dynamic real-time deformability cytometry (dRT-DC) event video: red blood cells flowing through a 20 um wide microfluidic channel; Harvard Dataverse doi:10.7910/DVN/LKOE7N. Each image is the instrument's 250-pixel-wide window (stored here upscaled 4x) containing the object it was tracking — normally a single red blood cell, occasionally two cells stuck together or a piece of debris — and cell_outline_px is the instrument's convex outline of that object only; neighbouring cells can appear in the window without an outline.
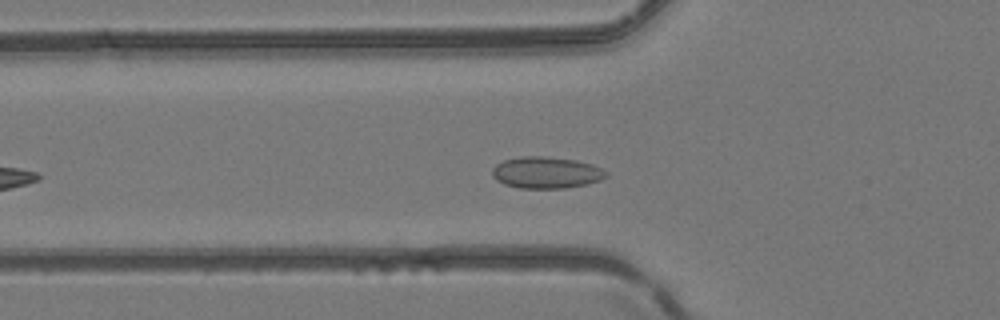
{"species": "common noctule bat (a hibernating species)", "species_latin": "Nyctalus noctula", "temperature_condition": "room temperature", "stored_images_in_passage": 38, "camera_frame_rate_fps": 3000, "um_per_image_px": 0.085, "animal": {"sex": "female", "body_mass_g": 24.6, "forearm_length_mm": 56.2}, "frame": {"image": 1, "passage_image": 8, "time_ms": 2.333, "image_size_px": [1000, 320], "cell_outline_px": [[608, 176], [600, 180], [588, 184], [564, 188], [520, 188], [504, 184], [496, 180], [492, 176], [492, 168], [496, 164], [504, 160], [520, 156], [540, 156], [576, 160], [592, 164], [608, 172]], "centroid_in_image_um": [46.42, 14.67], "position_along_channel_um": 79.4, "area_um2": 21.04}}
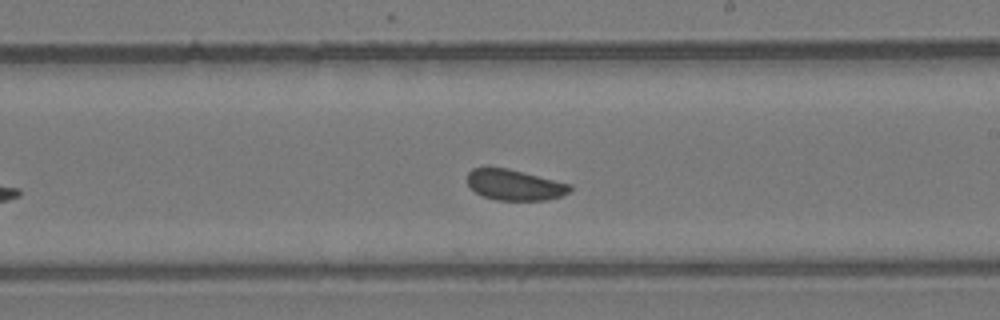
{"frame": {"image": 2, "passage_image": 20, "time_ms": 6.333, "image_size_px": [1000, 320], "cell_outline_px": [[572, 188], [568, 192], [560, 196], [544, 200], [496, 200], [484, 196], [476, 192], [468, 184], [468, 172], [472, 168], [508, 168], [572, 184]], "centroid_in_image_um": [43.76, 15.71], "position_along_channel_um": 245.2, "area_um2": 18.21}}
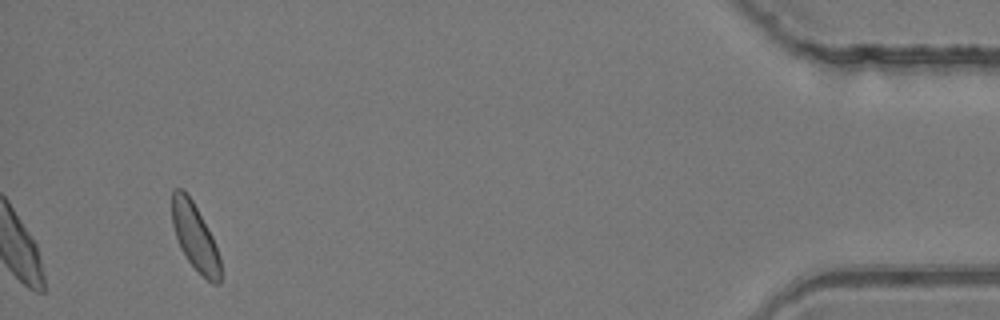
{"frame": {"image": 3, "passage_image": 38, "time_ms": 12.333, "image_size_px": [1000, 320], "cell_outline_px": [[220, 284], [212, 284], [188, 260], [180, 248], [172, 224], [172, 188], [184, 188], [192, 200], [212, 236], [220, 260]], "centroid_in_image_um": [16.55, 20.09], "position_along_channel_um": 418.7, "area_um2": 18.55}}